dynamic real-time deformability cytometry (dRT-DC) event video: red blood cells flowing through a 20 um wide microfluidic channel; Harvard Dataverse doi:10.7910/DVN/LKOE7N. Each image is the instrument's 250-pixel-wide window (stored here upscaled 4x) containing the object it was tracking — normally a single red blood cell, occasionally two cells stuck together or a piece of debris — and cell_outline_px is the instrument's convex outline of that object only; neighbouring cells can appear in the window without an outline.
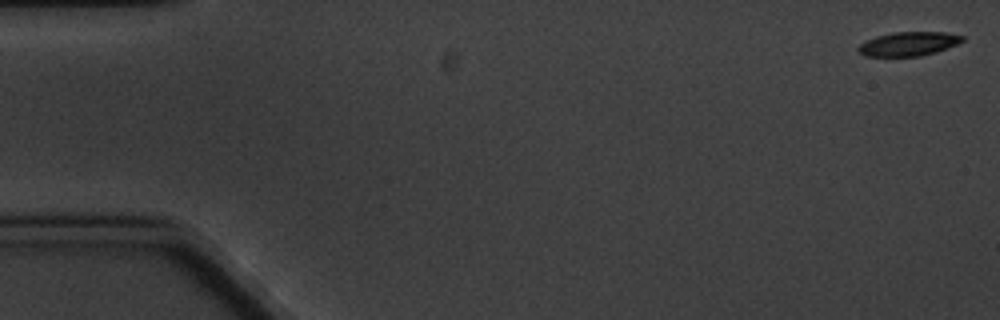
{"species": "common noctule bat (a hibernating species)", "species_latin": "Nyctalus noctula", "temperature_condition": "cold", "stored_images_in_passage": 7, "camera_frame_rate_fps": 3000, "um_per_image_px": 0.085, "animal": {"sex": "male", "body_mass_g": 20.1, "forearm_length_mm": 53.5}, "frame": {"image": 1, "passage_image": 1, "time_ms": 0.0, "image_size_px": [1000, 320], "cell_outline_px": [[964, 40], [956, 44], [936, 52], [920, 56], [864, 56], [856, 48], [860, 44], [876, 36], [892, 32], [944, 32], [964, 36]], "centroid_in_image_um": [77.21, 3.72], "position_along_channel_um": 7.8, "area_um2": 14.45}}
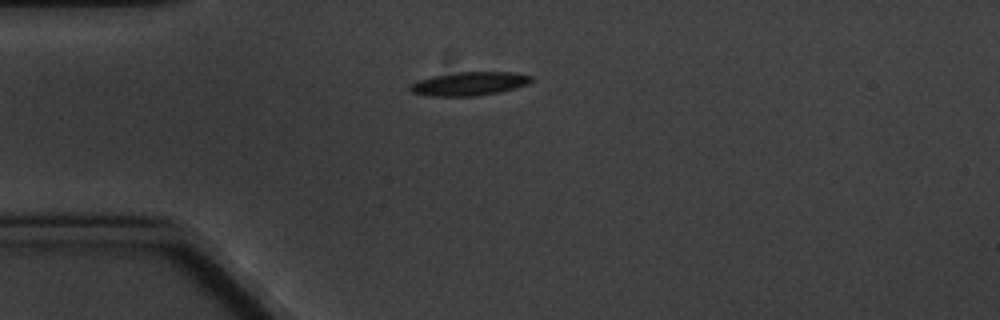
{"frame": {"image": 2, "passage_image": 5, "time_ms": 4.667, "image_size_px": [1000, 320], "cell_outline_px": [[532, 80], [528, 84], [500, 92], [476, 96], [432, 96], [412, 92], [408, 88], [412, 84], [420, 80], [432, 76], [460, 72], [512, 72], [532, 76]], "centroid_in_image_um": [39.91, 7.12], "position_along_channel_um": 45.1, "area_um2": 16.47}}